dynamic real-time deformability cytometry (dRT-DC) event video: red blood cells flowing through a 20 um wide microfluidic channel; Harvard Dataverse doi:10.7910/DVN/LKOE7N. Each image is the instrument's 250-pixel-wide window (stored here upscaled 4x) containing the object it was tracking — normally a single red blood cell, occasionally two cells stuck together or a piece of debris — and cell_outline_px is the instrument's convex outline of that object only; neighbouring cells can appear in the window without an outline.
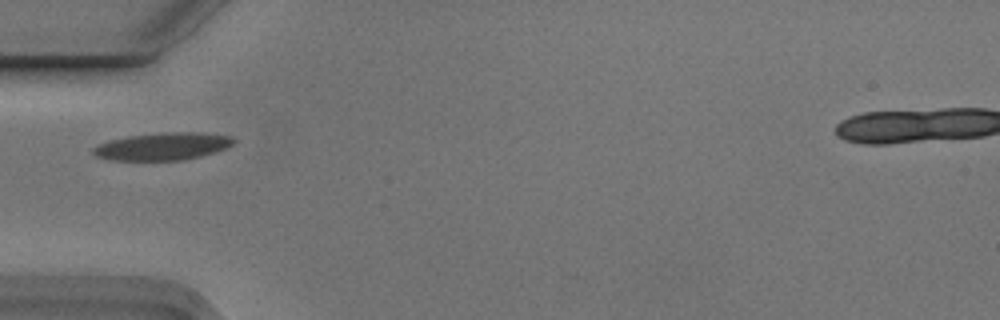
{"species": "Egyptian fruit bat (a non-hibernating species)", "species_latin": "Rousettus aegyptiacus", "temperature_condition": "cold", "stored_images_in_passage": 4, "camera_frame_rate_fps": 3000, "um_per_image_px": 0.085, "animal": {"sex": "male"}, "frame": {"image": 1, "passage_image": 1, "time_ms": 0.0, "image_size_px": [1000, 320], "cell_outline_px": [[236, 140], [232, 144], [224, 148], [200, 156], [184, 160], [112, 160], [96, 156], [92, 152], [92, 148], [108, 140], [128, 136], [168, 132], [204, 132], [232, 136]], "centroid_in_image_um": [13.83, 12.43], "position_along_channel_um": 71.2, "area_um2": 22.37}}
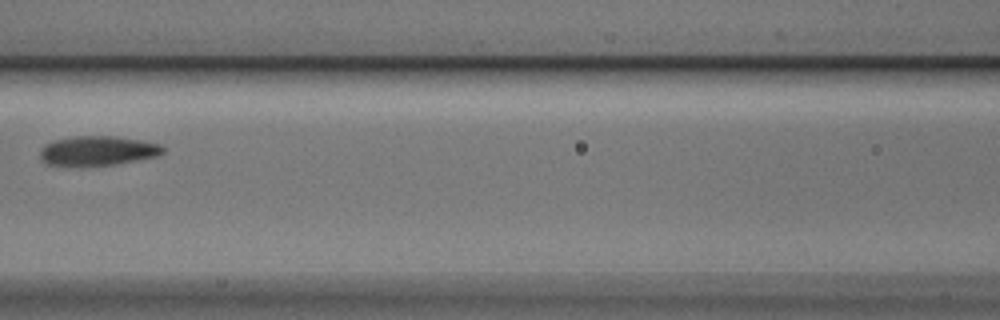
{"frame": {"image": 2, "passage_image": 3, "time_ms": 0.667, "image_size_px": [1000, 320], "cell_outline_px": [[164, 152], [156, 156], [136, 160], [112, 164], [48, 164], [40, 160], [40, 148], [44, 144], [56, 140], [76, 136], [116, 136], [140, 140], [160, 144], [164, 148]], "centroid_in_image_um": [8.3, 12.78], "position_along_channel_um": 158.3, "area_um2": 20.58}}
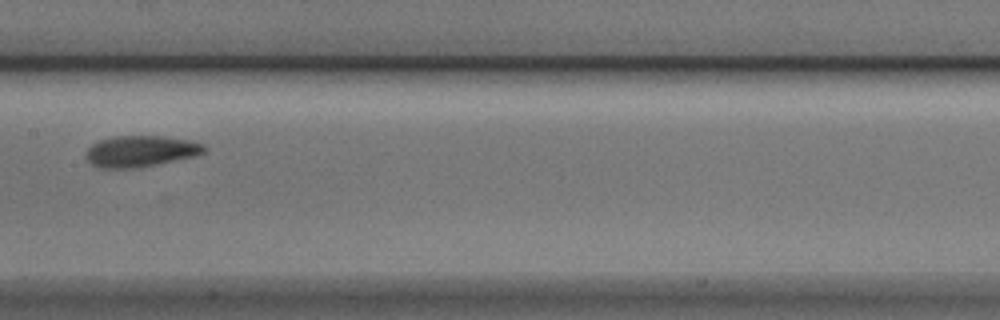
{"frame": {"image": 3, "passage_image": 4, "time_ms": 1.0, "image_size_px": [1000, 320], "cell_outline_px": [[208, 148], [204, 152], [196, 156], [136, 168], [100, 168], [92, 164], [88, 160], [88, 148], [92, 144], [100, 140], [116, 136], [164, 136], [188, 140], [204, 144]], "centroid_in_image_um": [12.0, 12.85], "position_along_channel_um": 195.4, "area_um2": 21.33}}